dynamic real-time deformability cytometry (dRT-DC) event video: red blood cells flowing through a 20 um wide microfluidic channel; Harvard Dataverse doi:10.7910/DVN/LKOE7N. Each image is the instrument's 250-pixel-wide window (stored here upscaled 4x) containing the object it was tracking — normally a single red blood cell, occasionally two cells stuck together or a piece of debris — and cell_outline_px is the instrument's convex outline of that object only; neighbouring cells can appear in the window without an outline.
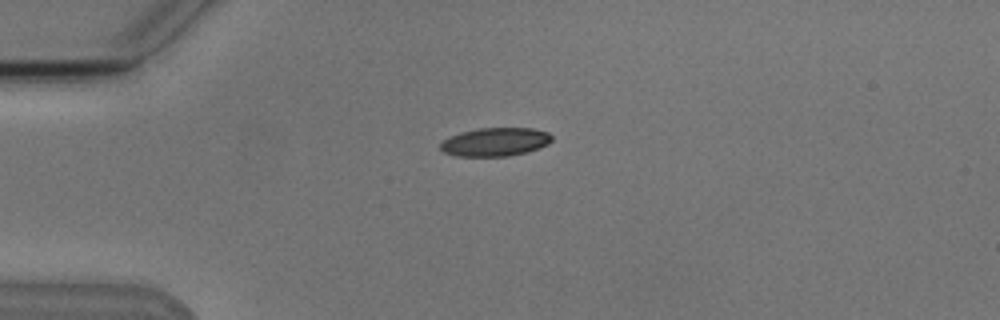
{"species": "Egyptian fruit bat (a non-hibernating species)", "species_latin": "Rousettus aegyptiacus", "temperature_condition": "cold", "stored_images_in_passage": 3, "camera_frame_rate_fps": 3000, "um_per_image_px": 0.085, "animal": {"sex": "male"}, "frame": {"image": 1, "passage_image": 2, "time_ms": 2.333, "image_size_px": [1000, 320], "cell_outline_px": [[552, 140], [548, 144], [524, 152], [508, 156], [456, 156], [444, 152], [440, 148], [440, 144], [448, 136], [460, 132], [480, 128], [532, 128], [548, 132], [552, 136]], "centroid_in_image_um": [42.06, 12.05], "position_along_channel_um": 42.9, "area_um2": 18.38}}